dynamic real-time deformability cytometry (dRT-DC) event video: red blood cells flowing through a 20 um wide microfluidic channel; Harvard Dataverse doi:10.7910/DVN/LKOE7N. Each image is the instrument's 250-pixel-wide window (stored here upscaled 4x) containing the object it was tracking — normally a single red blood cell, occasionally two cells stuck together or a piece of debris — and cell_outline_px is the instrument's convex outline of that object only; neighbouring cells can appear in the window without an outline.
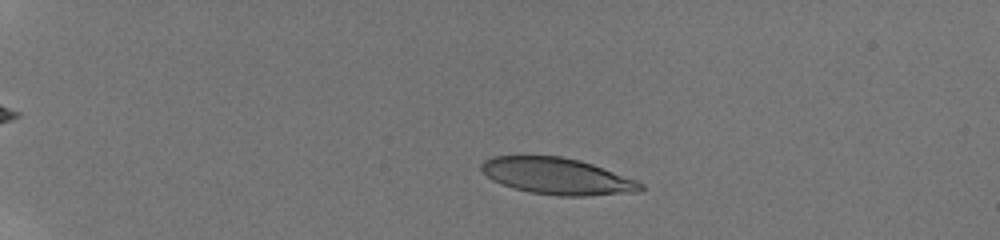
{"species": "human", "species_latin": "Homo sapiens", "temperature_condition": "room temperature", "stored_images_in_passage": 20, "camera_frame_rate_fps": 3000, "um_per_image_px": 0.085, "donor": {"sex": "male"}, "frame": {"image": 1, "passage_image": 4, "time_ms": 2.333, "image_size_px": [1000, 240], "cell_outline_px": [[644, 188], [640, 192], [588, 196], [556, 196], [528, 192], [512, 188], [500, 184], [492, 180], [480, 168], [480, 164], [484, 160], [492, 156], [560, 156], [580, 160], [592, 164], [636, 180], [644, 184]], "centroid_in_image_um": [47.36, 14.99], "position_along_channel_um": 37.6, "area_um2": 34.1}}
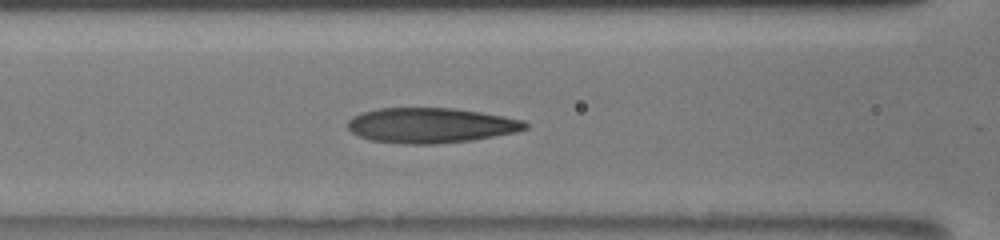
{"frame": {"image": 2, "passage_image": 12, "time_ms": 7.0, "image_size_px": [1000, 240], "cell_outline_px": [[528, 128], [516, 132], [472, 140], [436, 144], [404, 144], [368, 140], [352, 132], [348, 128], [348, 120], [352, 116], [360, 112], [376, 108], [456, 108], [504, 116], [524, 120], [528, 124]], "centroid_in_image_um": [36.6, 10.65], "position_along_channel_um": 130.0, "area_um2": 36.59}}
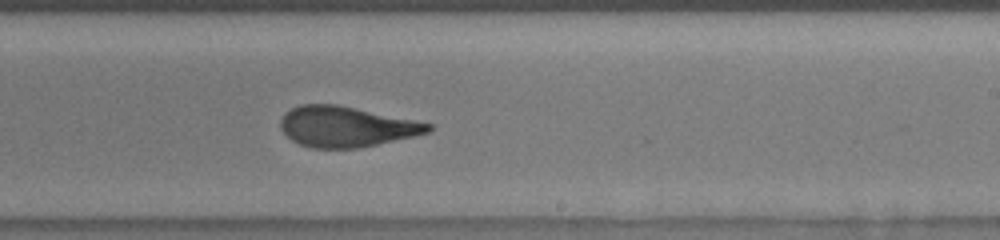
{"frame": {"image": 3, "passage_image": 20, "time_ms": 10.333, "image_size_px": [1000, 240], "cell_outline_px": [[432, 128], [428, 132], [412, 136], [376, 144], [356, 148], [312, 148], [300, 144], [292, 140], [280, 128], [280, 120], [284, 112], [300, 104], [336, 104], [432, 124]], "centroid_in_image_um": [29.36, 10.76], "position_along_channel_um": 259.6, "area_um2": 34.33}}